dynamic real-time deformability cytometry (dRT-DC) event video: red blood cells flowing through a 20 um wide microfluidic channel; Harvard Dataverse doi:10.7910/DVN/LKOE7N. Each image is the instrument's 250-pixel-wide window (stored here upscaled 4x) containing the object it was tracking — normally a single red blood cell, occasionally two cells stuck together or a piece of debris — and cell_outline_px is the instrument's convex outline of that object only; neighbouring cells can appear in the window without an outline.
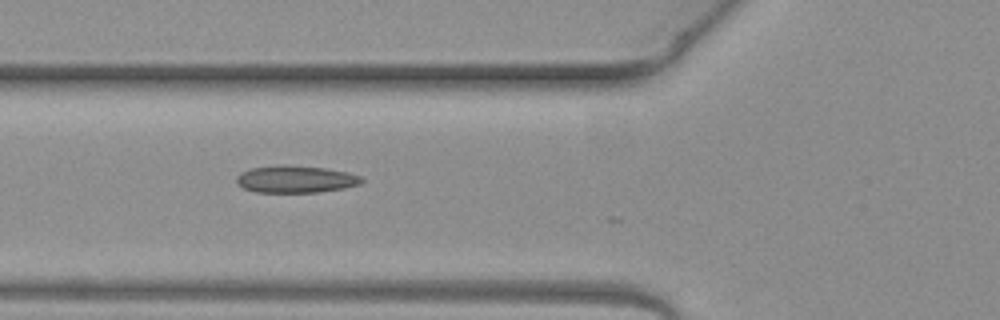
{"species": "common noctule bat (a hibernating species)", "species_latin": "Nyctalus noctula", "temperature_condition": "warm", "stored_images_in_passage": 4, "camera_frame_rate_fps": 3000, "um_per_image_px": 0.085, "animal": {"sex": "female", "body_mass_g": 19.3, "forearm_length_mm": 54.1}, "frame": {"image": 1, "passage_image": 4, "time_ms": 1.0, "image_size_px": [1000, 320], "cell_outline_px": [[364, 180], [360, 184], [344, 188], [320, 192], [256, 192], [244, 188], [236, 184], [236, 176], [240, 172], [248, 168], [280, 164], [324, 168], [348, 172], [360, 176]], "centroid_in_image_um": [25.09, 15.22], "position_along_channel_um": 100.7, "area_um2": 20.0}}